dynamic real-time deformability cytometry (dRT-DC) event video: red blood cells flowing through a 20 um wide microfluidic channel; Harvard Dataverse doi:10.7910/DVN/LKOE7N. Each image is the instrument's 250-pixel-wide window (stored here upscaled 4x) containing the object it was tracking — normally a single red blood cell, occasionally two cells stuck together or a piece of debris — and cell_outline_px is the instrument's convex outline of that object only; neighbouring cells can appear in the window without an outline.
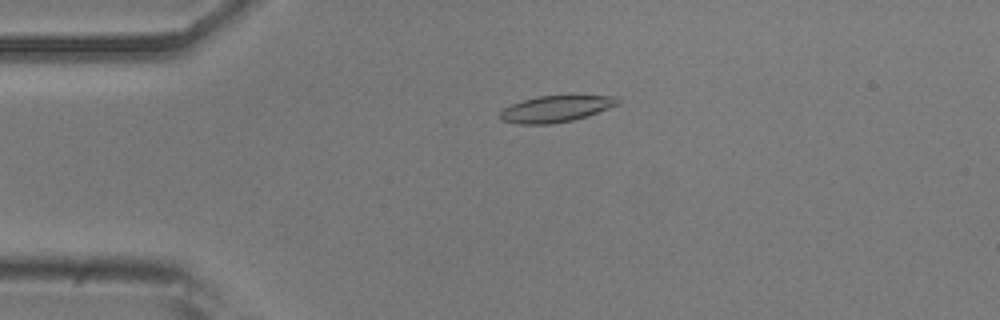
{"species": "common noctule bat (a hibernating species)", "species_latin": "Nyctalus noctula", "temperature_condition": "room temperature", "stored_images_in_passage": 26, "camera_frame_rate_fps": 3000, "um_per_image_px": 0.085, "animal": {"sex": "male", "body_mass_g": 20.5, "forearm_length_mm": 52.5}, "frame": {"image": 1, "passage_image": 12, "time_ms": 3.667, "image_size_px": [1000, 320], "cell_outline_px": [[620, 104], [572, 120], [552, 124], [516, 124], [500, 120], [500, 112], [504, 108], [512, 104], [524, 100], [540, 96], [612, 96], [620, 100]], "centroid_in_image_um": [47.2, 9.26], "position_along_channel_um": 37.8, "area_um2": 17.74}}
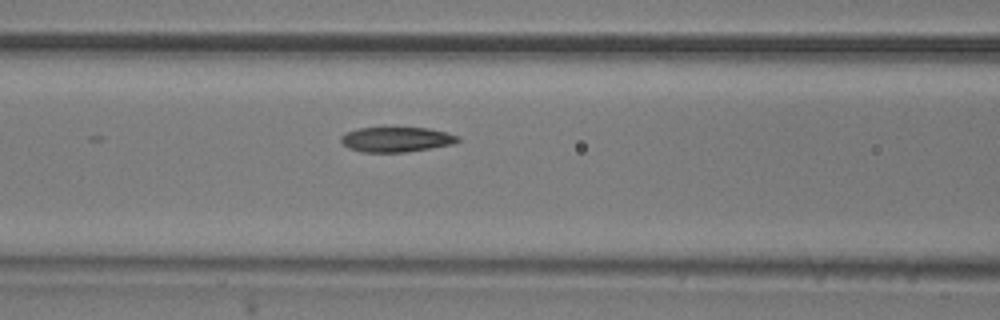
{"frame": {"image": 2, "passage_image": 22, "time_ms": 7.0, "image_size_px": [1000, 320], "cell_outline_px": [[460, 140], [452, 144], [404, 152], [360, 152], [348, 148], [340, 140], [340, 136], [348, 132], [360, 128], [428, 128], [460, 136]], "centroid_in_image_um": [33.67, 11.86], "position_along_channel_um": 132.9, "area_um2": 16.76}}
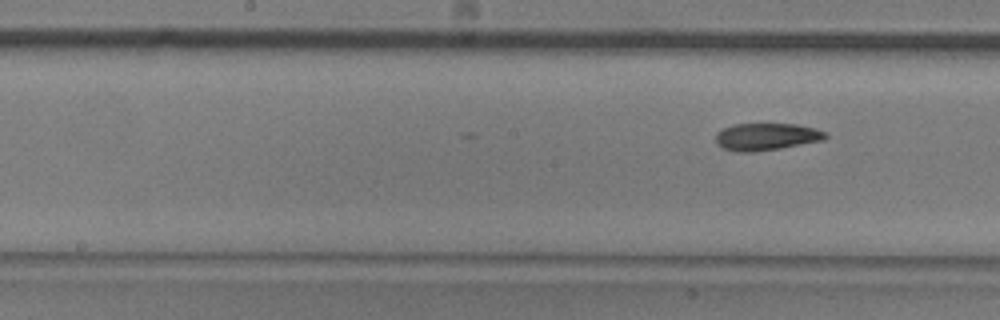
{"frame": {"image": 3, "passage_image": 26, "time_ms": 8.333, "image_size_px": [1000, 320], "cell_outline_px": [[828, 136], [824, 140], [780, 148], [752, 152], [740, 152], [724, 148], [716, 144], [716, 132], [732, 124], [796, 124], [816, 128], [828, 132]], "centroid_in_image_um": [65.17, 11.61], "position_along_channel_um": 183.0, "area_um2": 17.46}}